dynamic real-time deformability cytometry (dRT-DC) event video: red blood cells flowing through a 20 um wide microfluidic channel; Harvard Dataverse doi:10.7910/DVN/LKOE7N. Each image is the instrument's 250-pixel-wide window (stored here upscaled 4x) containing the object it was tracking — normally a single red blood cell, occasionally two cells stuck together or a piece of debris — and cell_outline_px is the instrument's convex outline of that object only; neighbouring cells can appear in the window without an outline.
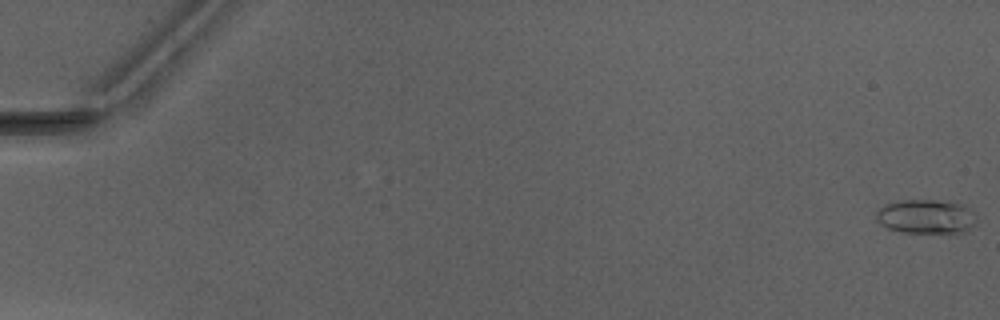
{"species": "Egyptian fruit bat (a non-hibernating species)", "species_latin": "Rousettus aegyptiacus", "temperature_condition": "warm", "stored_images_in_passage": 18, "camera_frame_rate_fps": 3000, "um_per_image_px": 0.085, "animal": {"sex": "male"}, "frame": {"image": 1, "passage_image": 1, "time_ms": 0.0, "image_size_px": [1000, 320], "cell_outline_px": [[976, 220], [964, 232], [900, 232], [888, 228], [880, 224], [876, 220], [876, 212], [880, 208], [888, 204], [904, 200], [932, 200], [964, 204], [976, 216]], "centroid_in_image_um": [78.69, 18.41], "position_along_channel_um": 6.3, "area_um2": 19.59}}